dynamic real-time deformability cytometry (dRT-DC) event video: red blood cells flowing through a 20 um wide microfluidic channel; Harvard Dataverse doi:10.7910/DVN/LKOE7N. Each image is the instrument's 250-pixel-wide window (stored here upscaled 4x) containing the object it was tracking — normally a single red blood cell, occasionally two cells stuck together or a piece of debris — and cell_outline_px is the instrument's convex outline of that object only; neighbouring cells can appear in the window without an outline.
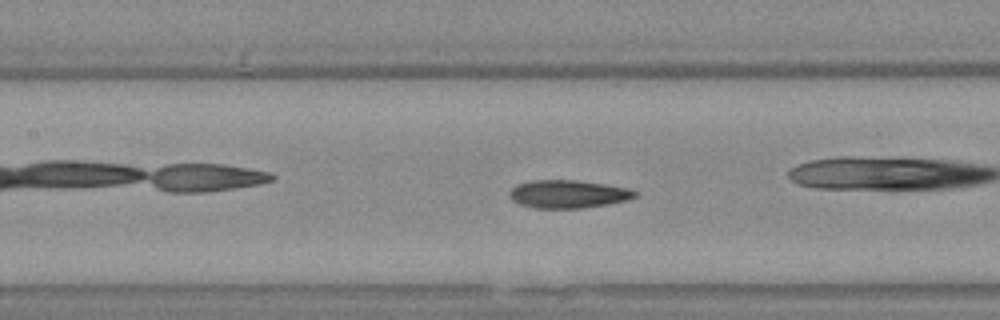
{"species": "Egyptian fruit bat (a non-hibernating species)", "species_latin": "Rousettus aegyptiacus", "temperature_condition": "warm", "stored_images_in_passage": 46, "camera_frame_rate_fps": 3000, "um_per_image_px": 0.085, "animal": {"sex": "female"}, "frame": {"image": 1, "passage_image": 20, "time_ms": 6.333, "image_size_px": [1000, 320], "cell_outline_px": [[636, 196], [628, 200], [608, 204], [580, 208], [532, 208], [520, 204], [512, 200], [508, 192], [516, 184], [532, 180], [576, 180], [604, 184], [628, 188], [636, 192]], "centroid_in_image_um": [48.25, 16.49], "position_along_channel_um": 159.1, "area_um2": 20.46}, "authors_computed_cell_mechanics": {"area_um2": 20.4901, "velocity_mm_per_s": 3.7755, "shape_relaxation_time_tau1_ms": 5.0438, "shape_relaxation_time_tau2_ms": 1.9187, "deformation_change_tau1": 0.194, "deformation_change_tau2": 0.0912}}